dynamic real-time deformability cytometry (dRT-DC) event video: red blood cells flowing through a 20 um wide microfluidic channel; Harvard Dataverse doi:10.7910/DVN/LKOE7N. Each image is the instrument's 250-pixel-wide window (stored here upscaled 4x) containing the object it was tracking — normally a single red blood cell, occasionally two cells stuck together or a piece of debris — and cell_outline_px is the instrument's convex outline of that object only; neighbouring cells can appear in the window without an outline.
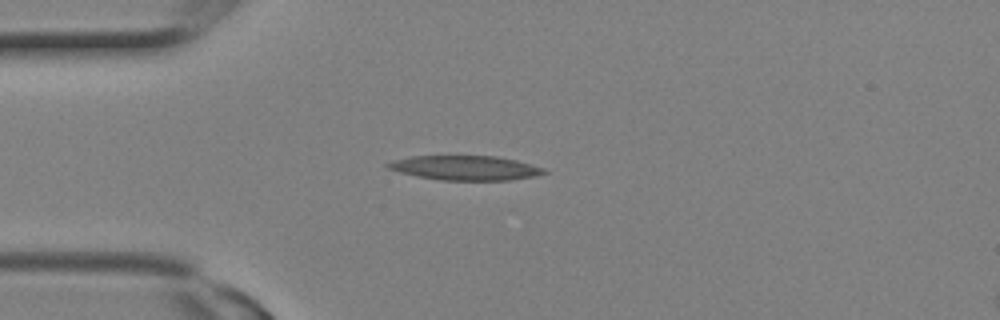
{"species": "Egyptian fruit bat (a non-hibernating species)", "species_latin": "Rousettus aegyptiacus", "temperature_condition": "room temperature", "stored_images_in_passage": 2, "camera_frame_rate_fps": 3000, "um_per_image_px": 0.085, "animal": {"sex": "female"}, "frame": {"image": 1, "passage_image": 1, "time_ms": 0.0, "image_size_px": [1000, 320], "cell_outline_px": [[548, 172], [536, 176], [512, 180], [440, 180], [416, 176], [384, 168], [384, 164], [392, 160], [408, 156], [496, 156], [516, 160], [544, 168]], "centroid_in_image_um": [39.5, 14.27], "position_along_channel_um": 45.5, "area_um2": 22.48}}